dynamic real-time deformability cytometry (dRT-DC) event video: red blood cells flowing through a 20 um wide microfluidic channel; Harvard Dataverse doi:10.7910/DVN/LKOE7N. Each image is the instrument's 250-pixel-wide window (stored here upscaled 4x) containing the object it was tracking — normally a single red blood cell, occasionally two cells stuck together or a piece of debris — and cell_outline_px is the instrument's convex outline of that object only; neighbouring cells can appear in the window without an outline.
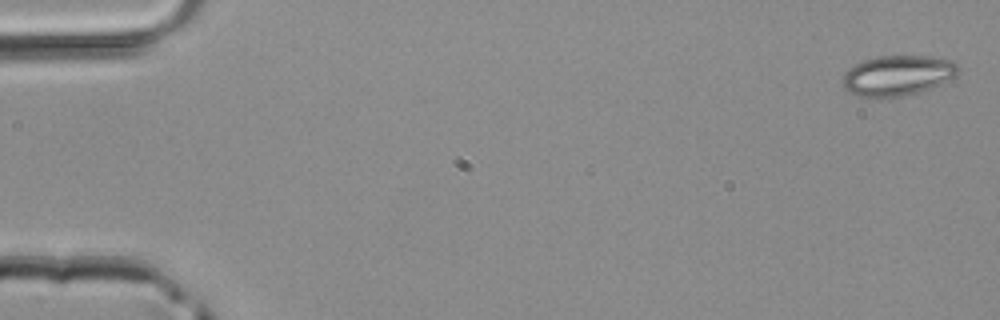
{"species": "common noctule bat (a hibernating species)", "species_latin": "Nyctalus noctula", "temperature_condition": "room temperature", "stored_images_in_passage": 3, "camera_frame_rate_fps": 3000, "um_per_image_px": 0.085, "animal": {"sex": "male", "body_mass_g": 20.4}, "frame": {"image": 1, "passage_image": 1, "time_ms": 0.0, "image_size_px": [1000, 320], "cell_outline_px": [[960, 68], [956, 76], [932, 88], [904, 96], [856, 96], [848, 92], [840, 80], [844, 72], [848, 68], [864, 60], [876, 56], [932, 56], [948, 60], [956, 64]], "centroid_in_image_um": [76.27, 6.41], "position_along_channel_um": 8.7, "area_um2": 27.11}}